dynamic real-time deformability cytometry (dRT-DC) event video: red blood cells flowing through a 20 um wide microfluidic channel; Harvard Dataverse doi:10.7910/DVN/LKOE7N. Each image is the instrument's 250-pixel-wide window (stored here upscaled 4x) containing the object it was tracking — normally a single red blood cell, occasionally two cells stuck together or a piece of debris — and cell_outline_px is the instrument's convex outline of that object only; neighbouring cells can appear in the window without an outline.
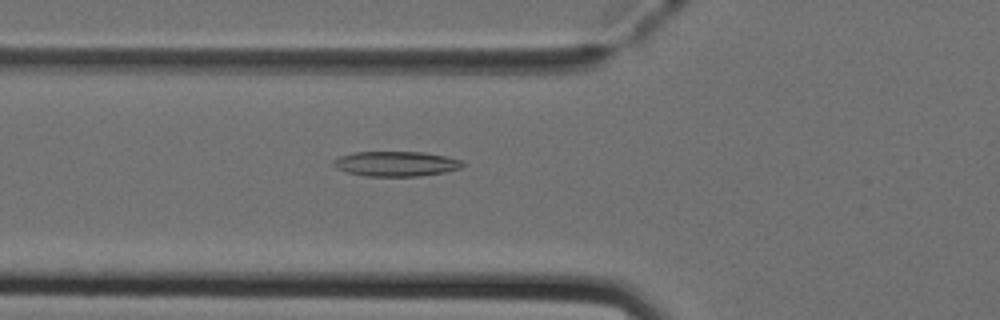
{"species": "Egyptian fruit bat (a non-hibernating species)", "species_latin": "Rousettus aegyptiacus", "temperature_condition": "cold", "stored_images_in_passage": 37, "camera_frame_rate_fps": 3000, "um_per_image_px": 0.085, "animal": {"sex": "female"}, "frame": {"image": 1, "passage_image": 5, "time_ms": 1.333, "image_size_px": [1000, 320], "cell_outline_px": [[464, 164], [460, 168], [444, 172], [420, 176], [368, 176], [344, 172], [336, 168], [332, 164], [332, 160], [340, 156], [356, 152], [424, 152], [464, 160]], "centroid_in_image_um": [33.64, 13.92], "position_along_channel_um": 92.2, "area_um2": 18.84}}
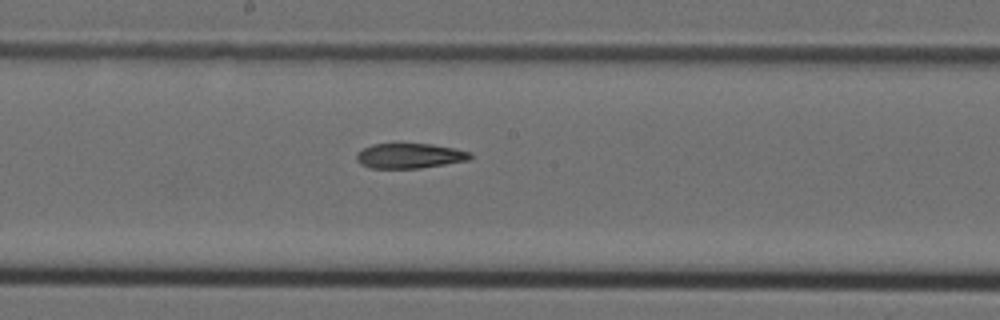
{"frame": {"image": 2, "passage_image": 14, "time_ms": 4.333, "image_size_px": [1000, 320], "cell_outline_px": [[472, 156], [468, 160], [420, 168], [372, 168], [360, 164], [356, 160], [356, 156], [364, 148], [372, 144], [432, 144], [472, 152]], "centroid_in_image_um": [34.82, 13.25], "position_along_channel_um": 213.4, "area_um2": 16.36}}
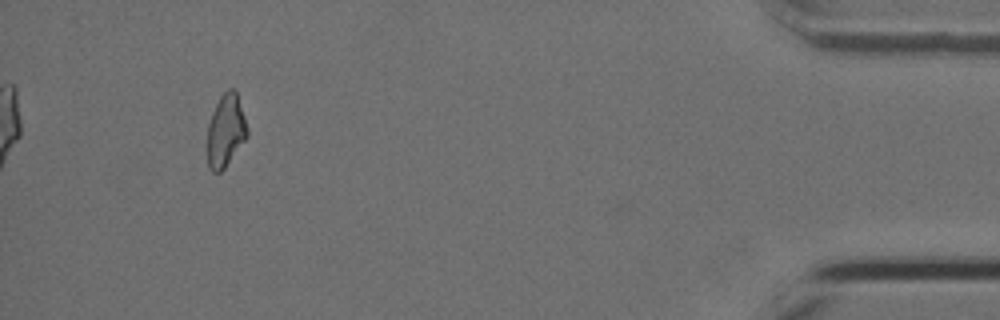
{"frame": {"image": 3, "passage_image": 34, "time_ms": 11.0, "image_size_px": [1000, 320], "cell_outline_px": [[248, 136], [224, 168], [220, 172], [212, 172], [208, 168], [208, 124], [212, 112], [220, 96], [228, 88], [232, 88], [236, 92], [248, 128]], "centroid_in_image_um": [19.18, 11.11], "position_along_channel_um": 416.0, "area_um2": 16.7}, "authors_computed_cell_mechanics": {"area_um2": 17.5134, "velocity_mm_per_s": 4.0194, "shape_relaxation_time_tau1_ms": null, "shape_relaxation_time_tau2_ms": 4.947, "deformation_change_tau1": null, "deformation_change_tau2": 0.1335}}